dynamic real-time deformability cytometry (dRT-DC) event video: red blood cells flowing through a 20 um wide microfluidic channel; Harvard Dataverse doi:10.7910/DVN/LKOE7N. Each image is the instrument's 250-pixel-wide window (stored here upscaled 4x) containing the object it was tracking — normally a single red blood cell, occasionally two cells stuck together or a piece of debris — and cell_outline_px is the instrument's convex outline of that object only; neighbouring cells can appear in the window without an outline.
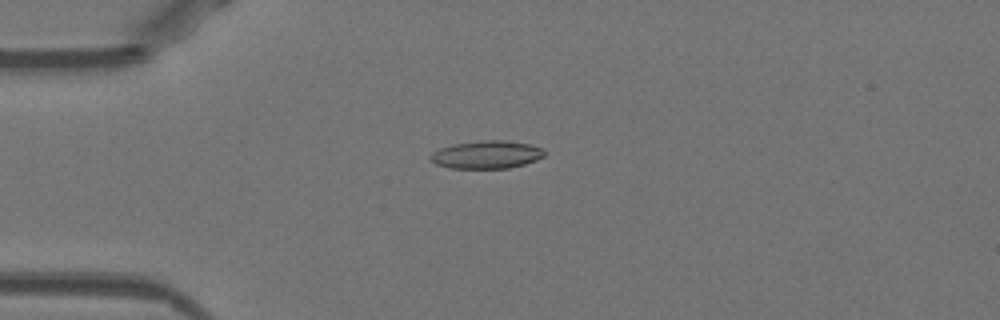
{"species": "Egyptian fruit bat (a non-hibernating species)", "species_latin": "Rousettus aegyptiacus", "temperature_condition": "warm", "stored_images_in_passage": 44, "camera_frame_rate_fps": 3000, "um_per_image_px": 0.085, "animal": {"sex": "female"}, "frame": {"image": 1, "passage_image": 6, "time_ms": 1.667, "image_size_px": [1000, 320], "cell_outline_px": [[544, 156], [536, 160], [524, 164], [508, 168], [448, 168], [436, 164], [428, 160], [428, 156], [432, 152], [440, 148], [452, 144], [484, 140], [504, 140], [528, 144], [544, 148]], "centroid_in_image_um": [41.32, 13.14], "position_along_channel_um": 43.7, "area_um2": 18.61}}
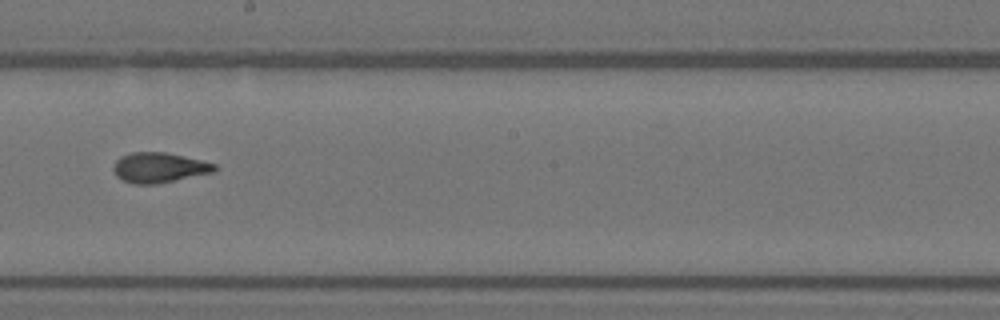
{"frame": {"image": 2, "passage_image": 22, "time_ms": 7.0, "image_size_px": [1000, 320], "cell_outline_px": [[216, 172], [156, 184], [132, 184], [116, 176], [112, 168], [116, 160], [120, 156], [132, 152], [164, 152], [184, 156], [216, 164]], "centroid_in_image_um": [13.51, 14.25], "position_along_channel_um": 234.7, "area_um2": 17.8}}
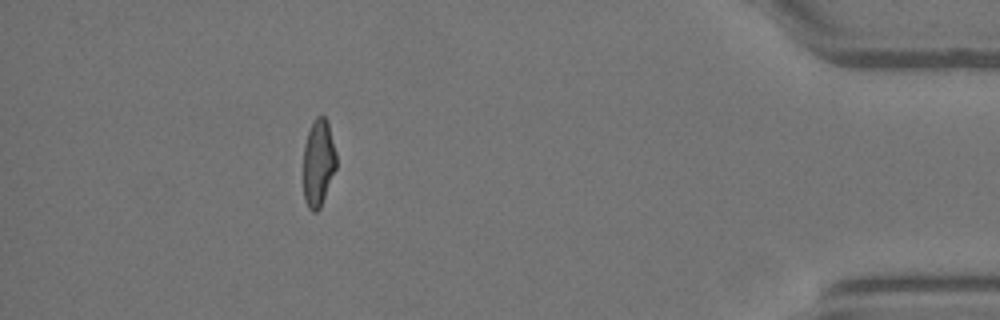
{"frame": {"image": 3, "passage_image": 39, "time_ms": 12.667, "image_size_px": [1000, 320], "cell_outline_px": [[336, 168], [320, 208], [316, 212], [312, 212], [308, 208], [304, 200], [304, 144], [308, 132], [316, 116], [324, 116], [328, 120], [336, 152]], "centroid_in_image_um": [27.07, 13.84], "position_along_channel_um": 408.1, "area_um2": 16.76}, "authors_computed_cell_mechanics": {"area_um2": 17.5423, "velocity_mm_per_s": 3.9948, "shape_relaxation_time_tau1_ms": 6.4172, "shape_relaxation_time_tau2_ms": 2.2457, "deformation_change_tau1": 0.2221, "deformation_change_tau2": 0.0988}}